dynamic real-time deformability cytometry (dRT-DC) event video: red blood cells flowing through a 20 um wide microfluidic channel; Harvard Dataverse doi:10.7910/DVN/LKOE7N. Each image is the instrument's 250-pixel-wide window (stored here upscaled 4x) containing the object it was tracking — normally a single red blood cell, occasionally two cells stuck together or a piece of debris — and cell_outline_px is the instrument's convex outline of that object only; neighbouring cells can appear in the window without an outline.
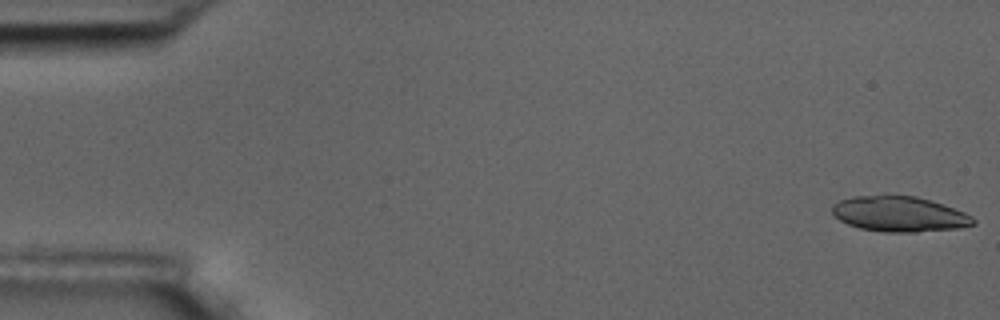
{"species": "common noctule bat (a hibernating species)", "species_latin": "Nyctalus noctula", "temperature_condition": "room temperature", "stored_images_in_passage": 5, "camera_frame_rate_fps": 3000, "um_per_image_px": 0.085, "animal": {"sex": "male", "body_mass_g": 17.5, "forearm_length_mm": 52.3}, "frame": {"image": 1, "passage_image": 1, "time_ms": 0.0, "image_size_px": [1000, 320], "cell_outline_px": [[976, 224], [960, 228], [916, 232], [884, 232], [860, 228], [848, 224], [840, 220], [832, 212], [832, 204], [840, 200], [852, 196], [916, 196], [964, 212], [972, 216], [976, 220]], "centroid_in_image_um": [76.45, 18.21], "position_along_channel_um": 8.6, "area_um2": 28.78}}
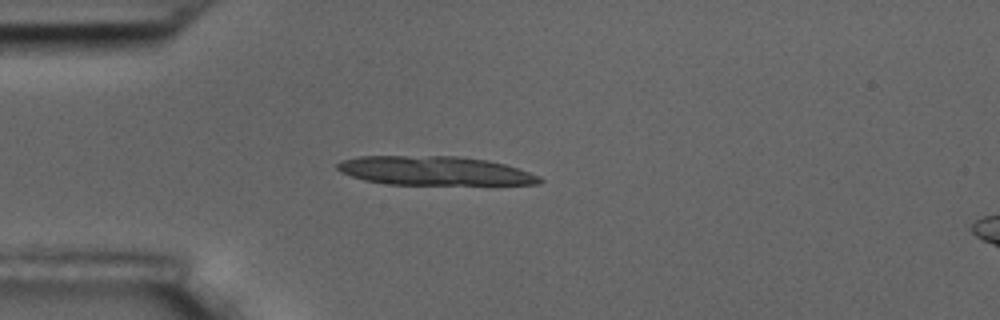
{"frame": {"image": 2, "passage_image": 5, "time_ms": 4.667, "image_size_px": [1000, 320], "cell_outline_px": [[544, 180], [540, 184], [384, 184], [364, 180], [340, 172], [336, 168], [336, 164], [340, 160], [360, 156], [460, 156], [488, 160], [504, 164], [540, 176]], "centroid_in_image_um": [36.89, 14.51], "position_along_channel_um": 48.1, "area_um2": 34.1}}